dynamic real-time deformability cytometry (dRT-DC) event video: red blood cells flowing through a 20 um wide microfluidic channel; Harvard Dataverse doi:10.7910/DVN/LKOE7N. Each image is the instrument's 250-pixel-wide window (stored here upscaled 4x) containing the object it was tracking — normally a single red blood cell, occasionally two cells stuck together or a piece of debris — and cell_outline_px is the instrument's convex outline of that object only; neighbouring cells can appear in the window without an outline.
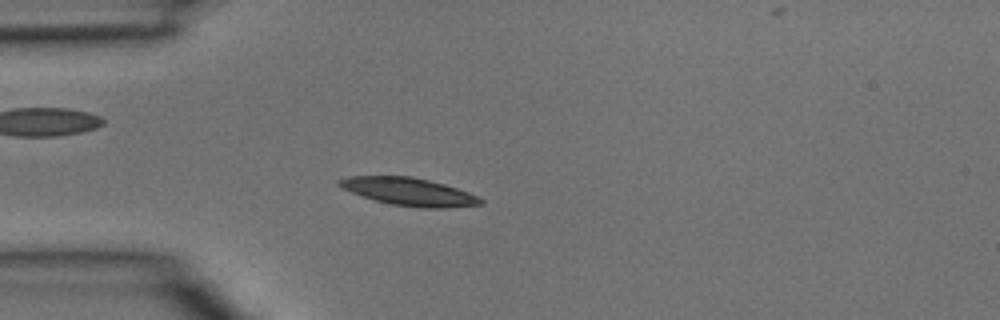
{"species": "common noctule bat (a hibernating species)", "species_latin": "Nyctalus noctula", "temperature_condition": "room temperature", "stored_images_in_passage": 32, "camera_frame_rate_fps": 3000, "um_per_image_px": 0.085, "animal": {"sex": "male", "body_mass_g": 15.6}, "frame": {"image": 1, "passage_image": 2, "time_ms": 0.333, "image_size_px": [1000, 320], "cell_outline_px": [[484, 204], [444, 208], [420, 208], [392, 204], [376, 200], [352, 192], [336, 184], [336, 180], [348, 176], [412, 176], [444, 184], [468, 192], [484, 200]], "centroid_in_image_um": [34.77, 16.29], "position_along_channel_um": 50.2, "area_um2": 22.66}}
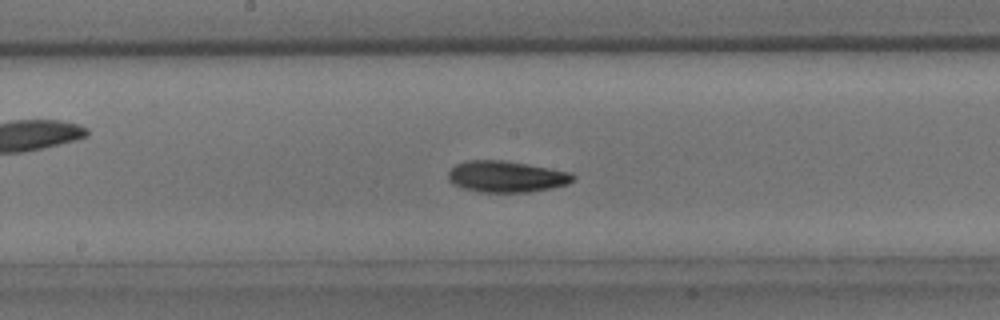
{"frame": {"image": 2, "passage_image": 12, "time_ms": 3.667, "image_size_px": [1000, 320], "cell_outline_px": [[576, 176], [568, 184], [552, 188], [528, 192], [480, 192], [464, 188], [452, 184], [448, 180], [448, 172], [456, 164], [468, 160], [500, 160], [528, 164], [572, 172]], "centroid_in_image_um": [43.05, 15.01], "position_along_channel_um": 205.2, "area_um2": 22.83}}
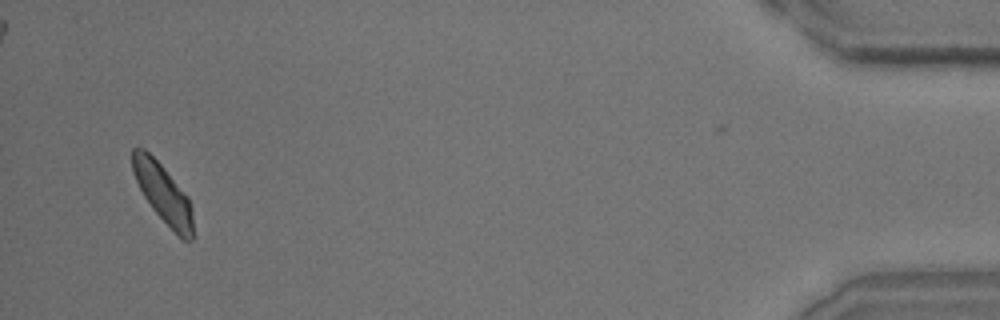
{"frame": {"image": 3, "passage_image": 30, "time_ms": 9.667, "image_size_px": [1000, 320], "cell_outline_px": [[196, 236], [192, 240], [184, 240], [152, 208], [144, 196], [132, 172], [132, 148], [144, 148], [164, 168], [188, 196], [192, 208]], "centroid_in_image_um": [13.9, 16.46], "position_along_channel_um": 421.3, "area_um2": 20.69}}